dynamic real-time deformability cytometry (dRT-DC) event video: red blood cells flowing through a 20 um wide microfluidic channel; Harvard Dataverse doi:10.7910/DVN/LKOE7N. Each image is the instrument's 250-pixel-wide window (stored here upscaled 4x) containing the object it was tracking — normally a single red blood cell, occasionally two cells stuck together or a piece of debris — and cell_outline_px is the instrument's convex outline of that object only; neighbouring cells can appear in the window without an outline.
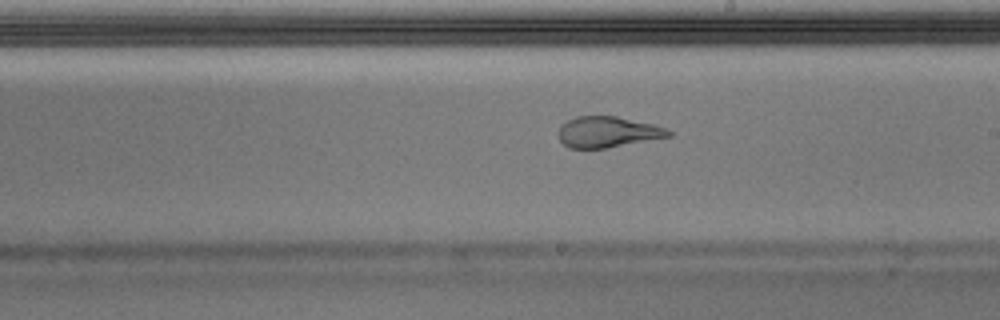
{"species": "Egyptian fruit bat (a non-hibernating species)", "species_latin": "Rousettus aegyptiacus", "temperature_condition": "warm", "stored_images_in_passage": 50, "camera_frame_rate_fps": 3000, "um_per_image_px": 0.085, "animal": {"sex": "male"}, "frame": {"image": 1, "passage_image": 29, "time_ms": 9.333, "image_size_px": [1000, 320], "cell_outline_px": [[672, 136], [608, 148], [568, 148], [560, 140], [560, 124], [576, 116], [616, 116], [652, 124], [664, 128], [672, 132]], "centroid_in_image_um": [51.65, 11.22], "position_along_channel_um": 237.3, "area_um2": 19.71}}
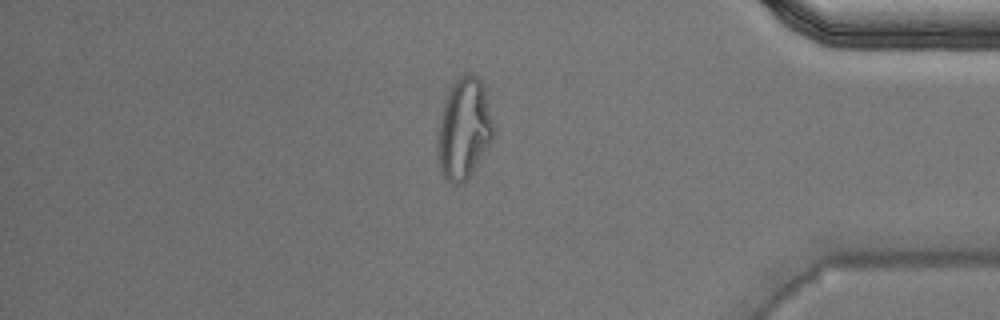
{"frame": {"image": 2, "passage_image": 43, "time_ms": 14.0, "image_size_px": [1000, 320], "cell_outline_px": [[496, 132], [492, 140], [472, 172], [464, 184], [452, 184], [444, 176], [440, 168], [436, 132], [444, 104], [452, 84], [460, 76], [468, 72], [476, 76], [480, 80], [484, 88], [496, 128]], "centroid_in_image_um": [39.46, 10.95], "position_along_channel_um": 395.7, "area_um2": 32.95}, "authors_computed_cell_mechanics": {"area_um2": 21.6461, "velocity_mm_per_s": 3.9923, "shape_relaxation_time_tau1_ms": null, "shape_relaxation_time_tau2_ms": 0.7242, "deformation_change_tau1": null, "deformation_change_tau2": 0.08}}